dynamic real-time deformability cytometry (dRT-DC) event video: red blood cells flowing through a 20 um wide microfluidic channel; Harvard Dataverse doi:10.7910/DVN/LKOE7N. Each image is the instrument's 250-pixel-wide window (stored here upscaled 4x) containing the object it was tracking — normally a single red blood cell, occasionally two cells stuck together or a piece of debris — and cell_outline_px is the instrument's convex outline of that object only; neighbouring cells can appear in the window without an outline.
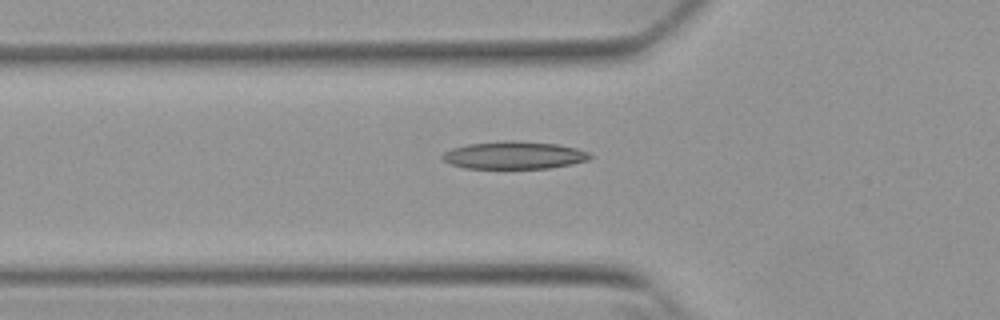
{"species": "Egyptian fruit bat (a non-hibernating species)", "species_latin": "Rousettus aegyptiacus", "temperature_condition": "warm", "stored_images_in_passage": 38, "segment_of_instrument_passage": [1, 2], "camera_frame_rate_fps": 3000, "um_per_image_px": 0.085, "animal": {"sex": "female"}, "frame": {"image": 1, "passage_image": 2, "time_ms": 0.333, "image_size_px": [1000, 320], "cell_outline_px": [[592, 156], [588, 160], [572, 164], [548, 168], [464, 168], [452, 164], [444, 160], [440, 156], [444, 152], [452, 148], [468, 144], [504, 140], [516, 140], [560, 144], [576, 148], [588, 152]], "centroid_in_image_um": [43.71, 13.18], "position_along_channel_um": 82.1, "area_um2": 23.81}}
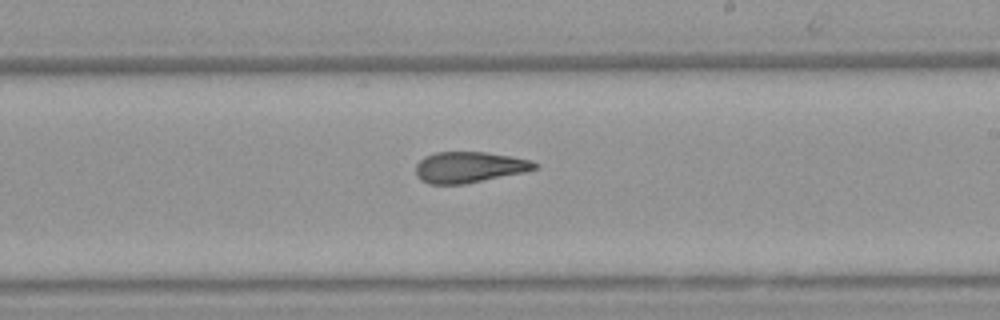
{"frame": {"image": 2, "passage_image": 15, "time_ms": 4.667, "image_size_px": [1000, 320], "cell_outline_px": [[540, 164], [536, 168], [524, 172], [464, 184], [428, 184], [420, 180], [416, 176], [416, 164], [424, 156], [436, 152], [488, 152], [512, 156], [532, 160]], "centroid_in_image_um": [39.88, 14.2], "position_along_channel_um": 249.1, "area_um2": 21.62}}
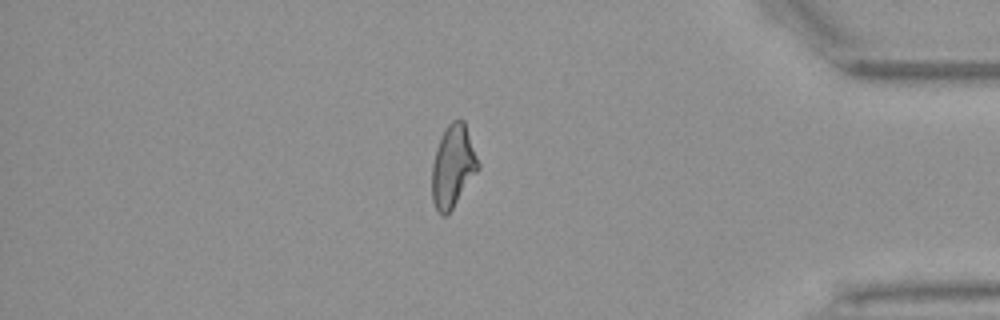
{"frame": {"image": 3, "passage_image": 29, "time_ms": 9.333, "image_size_px": [1000, 320], "cell_outline_px": [[480, 168], [448, 216], [440, 216], [432, 200], [432, 164], [436, 148], [444, 128], [452, 120], [460, 116], [464, 120], [480, 164]], "centroid_in_image_um": [38.5, 14.13], "position_along_channel_um": 396.7, "area_um2": 22.6}}